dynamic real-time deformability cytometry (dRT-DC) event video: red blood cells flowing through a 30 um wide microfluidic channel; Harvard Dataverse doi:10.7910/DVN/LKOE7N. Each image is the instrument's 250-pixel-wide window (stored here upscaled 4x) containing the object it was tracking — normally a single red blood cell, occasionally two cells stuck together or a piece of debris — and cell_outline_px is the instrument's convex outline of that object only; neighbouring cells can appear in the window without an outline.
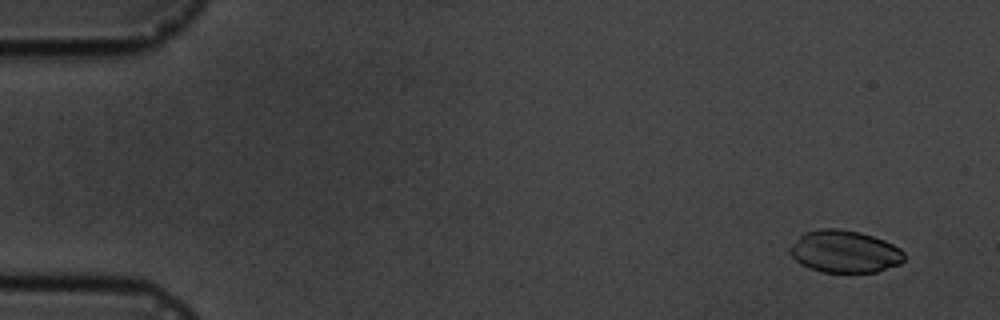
{"species": "common noctule bat (a hibernating species)", "species_latin": "Nyctalus noctula", "temperature_condition": "cold", "stored_images_in_passage": 5, "camera_frame_rate_fps": 3000, "um_per_image_px": 0.085, "animal": {"sex": "male", "body_mass_g": 19.5, "forearm_length_mm": 54.6}, "frame": {"image": 1, "passage_image": 1, "time_ms": 0.0, "image_size_px": [1000, 320], "cell_outline_px": [[904, 260], [900, 264], [876, 272], [820, 272], [808, 268], [796, 260], [788, 252], [788, 248], [804, 232], [820, 228], [836, 228], [860, 232], [884, 240], [900, 248], [904, 252]], "centroid_in_image_um": [71.78, 21.38], "position_along_channel_um": 13.2, "area_um2": 28.26}}
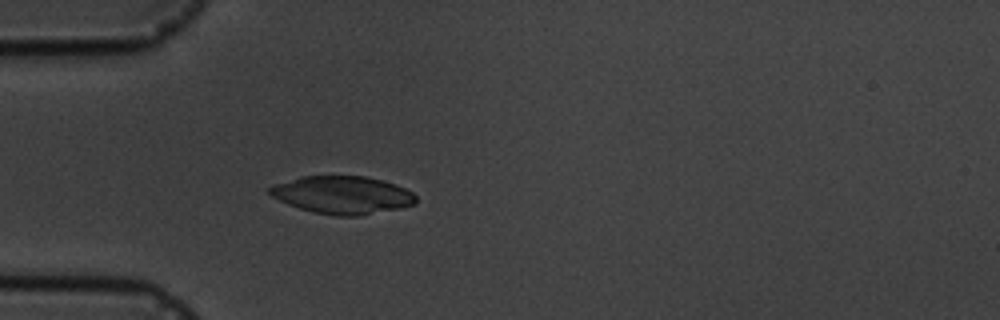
{"frame": {"image": 2, "passage_image": 5, "time_ms": 4.333, "image_size_px": [1000, 320], "cell_outline_px": [[416, 204], [400, 208], [360, 216], [336, 216], [316, 212], [300, 208], [288, 204], [272, 196], [268, 192], [268, 188], [272, 184], [300, 176], [364, 176], [396, 184], [412, 192], [416, 196]], "centroid_in_image_um": [29.1, 16.57], "position_along_channel_um": 55.9, "area_um2": 32.19}}